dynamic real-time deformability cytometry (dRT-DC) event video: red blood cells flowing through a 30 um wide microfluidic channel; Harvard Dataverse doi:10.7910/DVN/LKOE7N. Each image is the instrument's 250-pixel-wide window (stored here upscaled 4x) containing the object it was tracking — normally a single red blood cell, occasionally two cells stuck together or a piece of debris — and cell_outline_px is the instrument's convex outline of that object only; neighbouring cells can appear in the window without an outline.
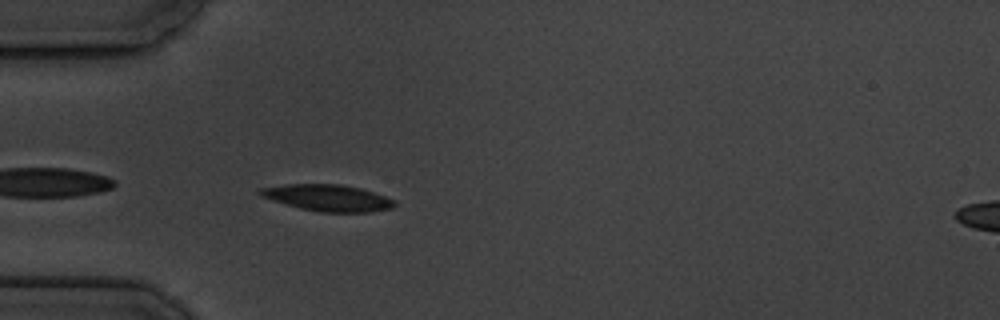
{"species": "common noctule bat (a hibernating species)", "species_latin": "Nyctalus noctula", "temperature_condition": "cold", "stored_images_in_passage": 4, "camera_frame_rate_fps": 3000, "um_per_image_px": 0.085, "animal": {"sex": "male", "body_mass_g": 19.5, "forearm_length_mm": 54.6}, "frame": {"image": 1, "passage_image": 4, "time_ms": 3.667, "image_size_px": [1000, 320], "cell_outline_px": [[396, 204], [392, 208], [372, 212], [320, 212], [300, 208], [272, 200], [260, 196], [256, 192], [260, 188], [284, 184], [340, 184], [360, 188], [396, 200]], "centroid_in_image_um": [27.85, 16.81], "position_along_channel_um": 57.2, "area_um2": 20.81}}